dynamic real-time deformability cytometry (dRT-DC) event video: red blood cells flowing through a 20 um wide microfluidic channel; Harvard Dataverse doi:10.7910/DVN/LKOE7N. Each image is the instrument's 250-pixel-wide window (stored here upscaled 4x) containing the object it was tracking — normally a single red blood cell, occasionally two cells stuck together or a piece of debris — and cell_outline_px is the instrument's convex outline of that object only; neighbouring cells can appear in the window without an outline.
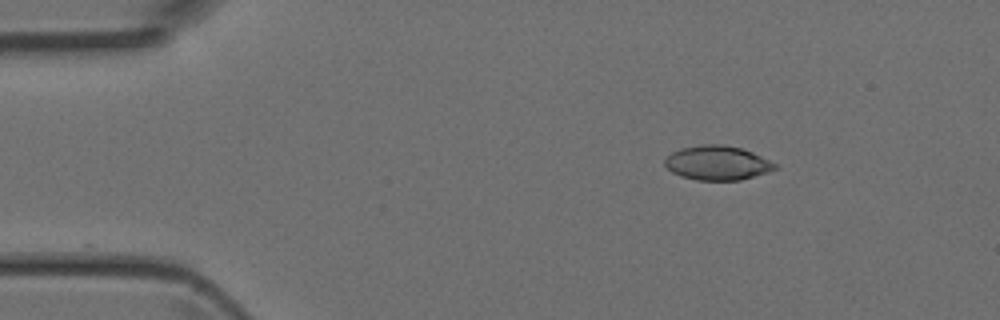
{"species": "Egyptian fruit bat (a non-hibernating species)", "species_latin": "Rousettus aegyptiacus", "temperature_condition": "room temperature", "stored_images_in_passage": 6, "camera_frame_rate_fps": 3000, "um_per_image_px": 0.085, "animal": {"sex": "female"}, "frame": {"image": 1, "passage_image": 2, "time_ms": 0.333, "image_size_px": [1000, 320], "cell_outline_px": [[776, 168], [768, 172], [740, 180], [696, 180], [680, 176], [672, 172], [664, 164], [664, 160], [672, 152], [680, 148], [700, 144], [724, 144], [740, 148], [752, 152], [776, 164]], "centroid_in_image_um": [60.93, 13.84], "position_along_channel_um": 24.1, "area_um2": 21.96}}
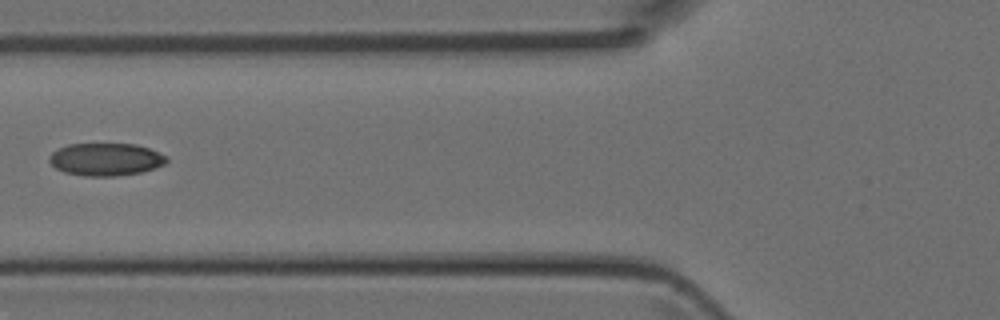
{"frame": {"image": 2, "passage_image": 5, "time_ms": 1.333, "image_size_px": [1000, 320], "cell_outline_px": [[168, 160], [164, 164], [156, 168], [140, 172], [116, 176], [84, 176], [64, 172], [56, 168], [48, 160], [52, 152], [68, 144], [136, 144], [148, 148], [168, 156]], "centroid_in_image_um": [9.0, 13.55], "position_along_channel_um": 116.8, "area_um2": 22.25}}
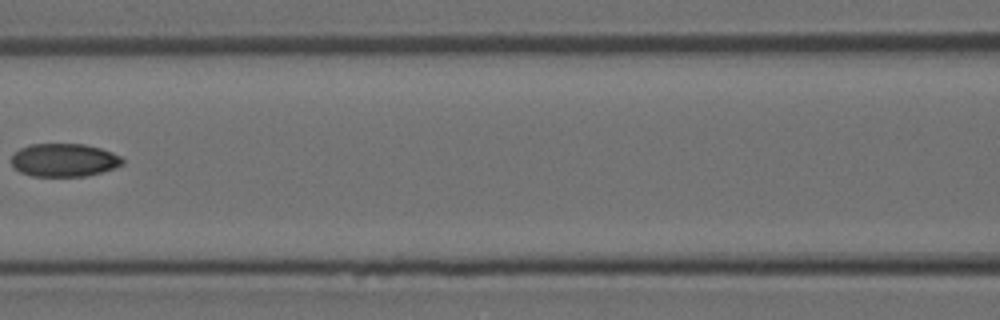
{"frame": {"image": 3, "passage_image": 6, "time_ms": 1.667, "image_size_px": [1000, 320], "cell_outline_px": [[124, 164], [116, 168], [84, 176], [32, 176], [20, 172], [12, 164], [12, 156], [20, 148], [32, 144], [84, 144], [100, 148], [112, 152], [120, 156], [124, 160]], "centroid_in_image_um": [5.47, 13.61], "position_along_channel_um": 161.1, "area_um2": 21.39}}